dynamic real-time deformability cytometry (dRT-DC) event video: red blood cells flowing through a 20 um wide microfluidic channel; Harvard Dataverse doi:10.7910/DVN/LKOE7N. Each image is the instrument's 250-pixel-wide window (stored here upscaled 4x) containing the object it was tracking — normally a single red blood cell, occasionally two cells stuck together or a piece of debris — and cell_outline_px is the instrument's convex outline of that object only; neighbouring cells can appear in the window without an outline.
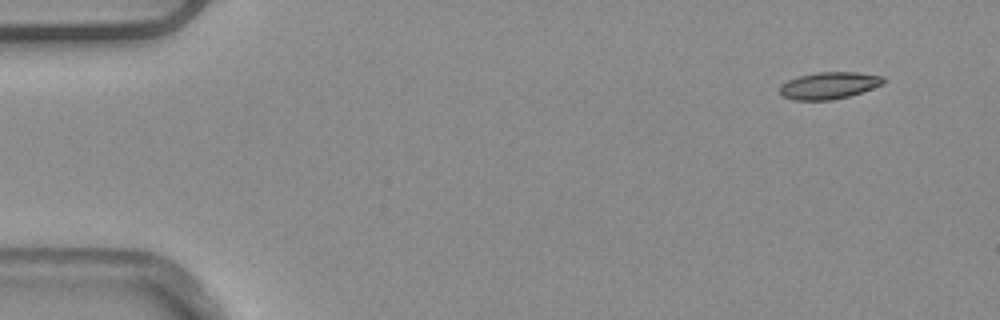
{"species": "common noctule bat (a hibernating species)", "species_latin": "Nyctalus noctula", "temperature_condition": "warm", "stored_images_in_passage": 5, "camera_frame_rate_fps": 3000, "um_per_image_px": 0.085, "animal": {"sex": "male", "body_mass_g": 20.4}, "frame": {"image": 1, "passage_image": 1, "time_ms": 0.0, "image_size_px": [1000, 320], "cell_outline_px": [[888, 80], [884, 84], [848, 96], [832, 100], [792, 100], [780, 96], [780, 88], [788, 80], [800, 76], [816, 72], [860, 72], [884, 76]], "centroid_in_image_um": [70.51, 7.26], "position_along_channel_um": 14.5, "area_um2": 16.36}}
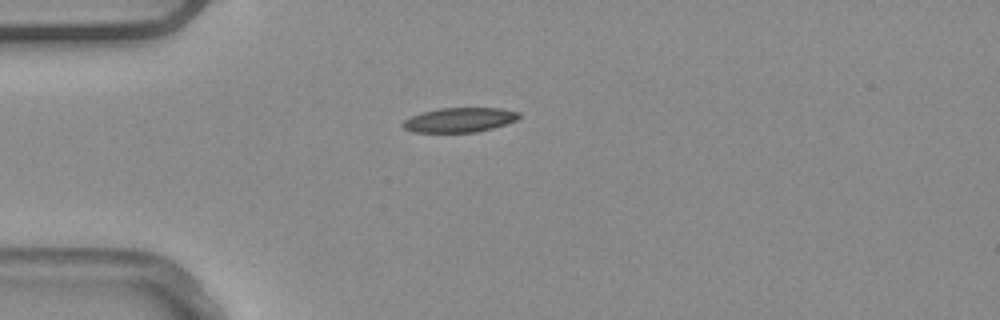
{"frame": {"image": 2, "passage_image": 4, "time_ms": 1.0, "image_size_px": [1000, 320], "cell_outline_px": [[520, 116], [516, 120], [492, 128], [476, 132], [412, 132], [404, 128], [400, 124], [404, 120], [412, 116], [424, 112], [440, 108], [500, 108], [520, 112]], "centroid_in_image_um": [39.05, 10.19], "position_along_channel_um": 45.9, "area_um2": 16.47}}
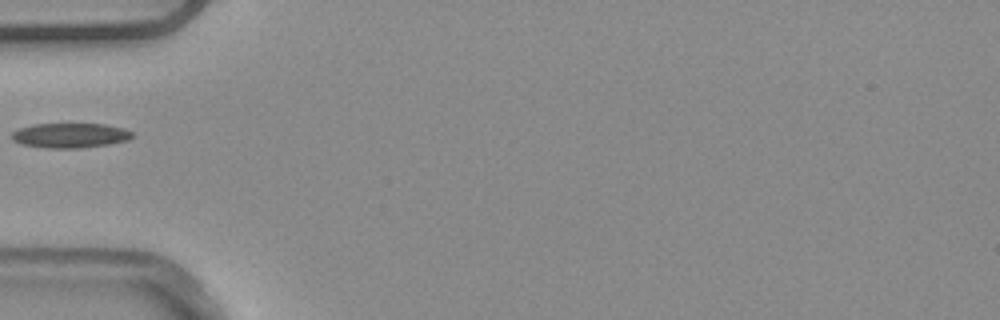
{"frame": {"image": 3, "passage_image": 5, "time_ms": 1.333, "image_size_px": [1000, 320], "cell_outline_px": [[136, 136], [128, 140], [108, 144], [80, 148], [44, 148], [24, 144], [12, 140], [12, 132], [20, 128], [32, 124], [104, 124], [124, 128], [132, 132]], "centroid_in_image_um": [5.99, 11.51], "position_along_channel_um": 79.0, "area_um2": 17.4}}